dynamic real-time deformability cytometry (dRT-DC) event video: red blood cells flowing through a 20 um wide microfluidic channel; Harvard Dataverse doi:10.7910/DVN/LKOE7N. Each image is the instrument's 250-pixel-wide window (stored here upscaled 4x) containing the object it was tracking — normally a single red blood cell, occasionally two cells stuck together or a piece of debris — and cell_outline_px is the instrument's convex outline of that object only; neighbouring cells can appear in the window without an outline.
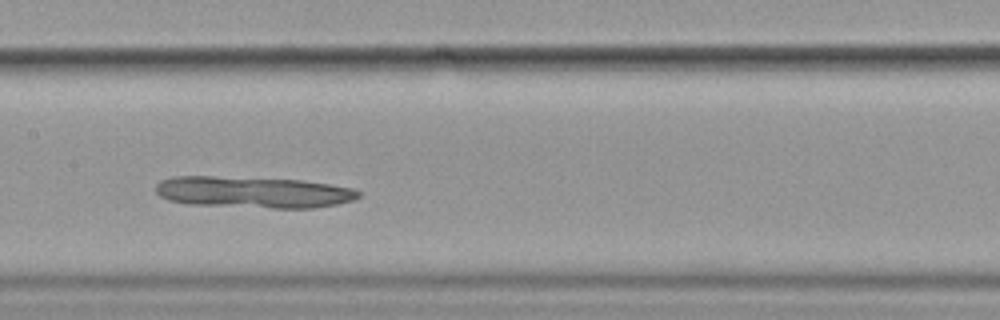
{"species": "common noctule bat (a hibernating species)", "species_latin": "Nyctalus noctula", "temperature_condition": "cold", "stored_images_in_passage": 42, "camera_frame_rate_fps": 3000, "um_per_image_px": 0.085, "animal": {"sex": "female", "body_mass_g": 19.9}, "frame": {"image": 1, "passage_image": 14, "time_ms": 4.333, "image_size_px": [1000, 320], "cell_outline_px": [[360, 196], [356, 200], [336, 204], [312, 208], [272, 208], [192, 204], [168, 200], [160, 196], [156, 192], [156, 184], [160, 180], [172, 176], [212, 176], [304, 180], [352, 188], [360, 192]], "centroid_in_image_um": [21.52, 16.33], "position_along_channel_um": 185.9, "area_um2": 37.22}}
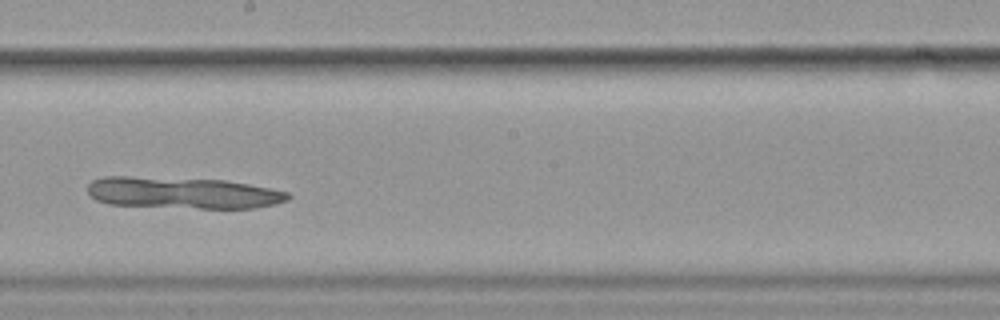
{"frame": {"image": 2, "passage_image": 18, "time_ms": 5.667, "image_size_px": [1000, 320], "cell_outline_px": [[292, 196], [288, 200], [276, 204], [256, 208], [200, 208], [108, 204], [96, 200], [88, 192], [88, 184], [92, 180], [104, 176], [128, 176], [224, 180], [248, 184], [288, 192]], "centroid_in_image_um": [15.53, 16.39], "position_along_channel_um": 232.7, "area_um2": 36.76}}